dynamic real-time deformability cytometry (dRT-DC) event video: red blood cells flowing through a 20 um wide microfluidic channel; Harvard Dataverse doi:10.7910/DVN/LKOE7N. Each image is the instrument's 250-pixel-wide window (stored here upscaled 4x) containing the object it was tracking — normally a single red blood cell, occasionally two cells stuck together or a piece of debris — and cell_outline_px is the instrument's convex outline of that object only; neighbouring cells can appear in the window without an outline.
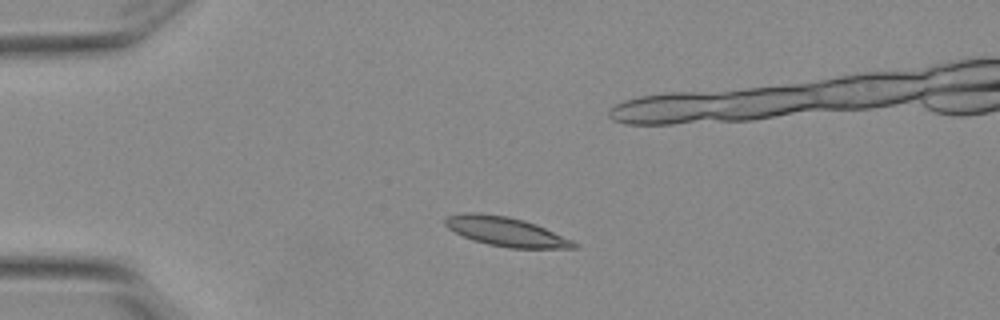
{"species": "Egyptian fruit bat (a non-hibernating species)", "species_latin": "Rousettus aegyptiacus", "temperature_condition": "warm", "stored_images_in_passage": 4, "camera_frame_rate_fps": 3000, "um_per_image_px": 0.085, "animal": {"sex": "female"}, "frame": {"image": 1, "passage_image": 1, "time_ms": 0.0, "image_size_px": [1000, 320], "cell_outline_px": [[580, 248], [508, 248], [488, 244], [472, 240], [448, 228], [444, 224], [444, 216], [464, 212], [480, 212], [508, 216], [524, 220], [536, 224], [572, 240], [580, 244]], "centroid_in_image_um": [42.99, 19.67], "position_along_channel_um": 42.0, "area_um2": 22.14}}